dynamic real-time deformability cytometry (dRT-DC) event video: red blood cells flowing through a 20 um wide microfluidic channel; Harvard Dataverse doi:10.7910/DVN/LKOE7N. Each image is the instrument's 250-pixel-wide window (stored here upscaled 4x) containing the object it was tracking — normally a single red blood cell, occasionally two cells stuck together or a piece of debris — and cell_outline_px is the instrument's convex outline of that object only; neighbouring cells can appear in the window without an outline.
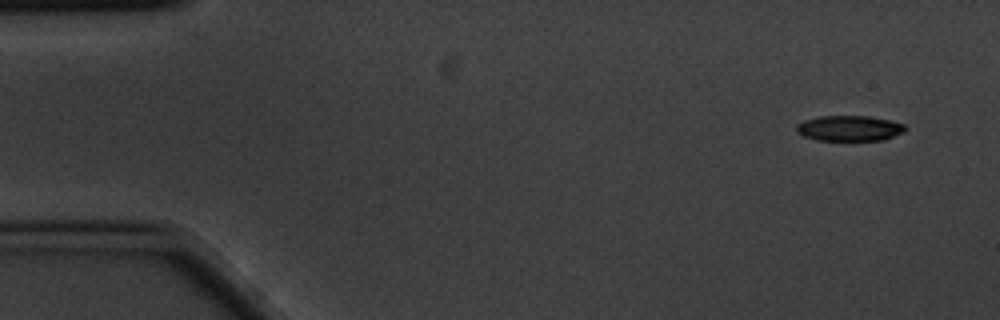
{"species": "common noctule bat (a hibernating species)", "species_latin": "Nyctalus noctula", "temperature_condition": "cold", "stored_images_in_passage": 4, "camera_frame_rate_fps": 3000, "um_per_image_px": 0.085, "animal": {"sex": "male", "body_mass_g": 20.1, "forearm_length_mm": 53.5}, "frame": {"image": 1, "passage_image": 1, "time_ms": 0.0, "image_size_px": [1000, 320], "cell_outline_px": [[908, 128], [904, 132], [884, 140], [816, 140], [804, 136], [796, 132], [796, 124], [804, 120], [820, 116], [868, 116], [888, 120], [904, 124]], "centroid_in_image_um": [72.19, 10.9], "position_along_channel_um": 12.8, "area_um2": 16.18}}